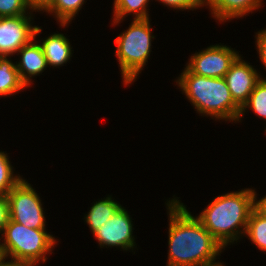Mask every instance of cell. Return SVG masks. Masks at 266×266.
<instances>
[{
	"mask_svg": "<svg viewBox=\"0 0 266 266\" xmlns=\"http://www.w3.org/2000/svg\"><path fill=\"white\" fill-rule=\"evenodd\" d=\"M179 198L173 195L165 202L169 220L166 266L225 264L219 258L225 249Z\"/></svg>",
	"mask_w": 266,
	"mask_h": 266,
	"instance_id": "cell-1",
	"label": "cell"
},
{
	"mask_svg": "<svg viewBox=\"0 0 266 266\" xmlns=\"http://www.w3.org/2000/svg\"><path fill=\"white\" fill-rule=\"evenodd\" d=\"M229 192L214 197L196 215L225 250L244 238L250 213L256 207L257 193L256 188Z\"/></svg>",
	"mask_w": 266,
	"mask_h": 266,
	"instance_id": "cell-2",
	"label": "cell"
},
{
	"mask_svg": "<svg viewBox=\"0 0 266 266\" xmlns=\"http://www.w3.org/2000/svg\"><path fill=\"white\" fill-rule=\"evenodd\" d=\"M174 82L199 116L237 124L241 107L232 98L224 77L199 76L184 67Z\"/></svg>",
	"mask_w": 266,
	"mask_h": 266,
	"instance_id": "cell-3",
	"label": "cell"
},
{
	"mask_svg": "<svg viewBox=\"0 0 266 266\" xmlns=\"http://www.w3.org/2000/svg\"><path fill=\"white\" fill-rule=\"evenodd\" d=\"M48 229H32L11 219L0 234L3 257L38 266L45 263L59 244Z\"/></svg>",
	"mask_w": 266,
	"mask_h": 266,
	"instance_id": "cell-4",
	"label": "cell"
},
{
	"mask_svg": "<svg viewBox=\"0 0 266 266\" xmlns=\"http://www.w3.org/2000/svg\"><path fill=\"white\" fill-rule=\"evenodd\" d=\"M151 18L132 19L126 30L121 32L114 43L115 56L121 72L123 86H130L140 77L145 65L150 60L155 35L152 32Z\"/></svg>",
	"mask_w": 266,
	"mask_h": 266,
	"instance_id": "cell-5",
	"label": "cell"
},
{
	"mask_svg": "<svg viewBox=\"0 0 266 266\" xmlns=\"http://www.w3.org/2000/svg\"><path fill=\"white\" fill-rule=\"evenodd\" d=\"M9 219L32 229H46V215L41 197L28 180L22 179L6 195Z\"/></svg>",
	"mask_w": 266,
	"mask_h": 266,
	"instance_id": "cell-6",
	"label": "cell"
},
{
	"mask_svg": "<svg viewBox=\"0 0 266 266\" xmlns=\"http://www.w3.org/2000/svg\"><path fill=\"white\" fill-rule=\"evenodd\" d=\"M240 55L229 45L214 44L192 54L184 66L199 76L222 78Z\"/></svg>",
	"mask_w": 266,
	"mask_h": 266,
	"instance_id": "cell-7",
	"label": "cell"
},
{
	"mask_svg": "<svg viewBox=\"0 0 266 266\" xmlns=\"http://www.w3.org/2000/svg\"><path fill=\"white\" fill-rule=\"evenodd\" d=\"M130 213L122 206L107 222L100 226L93 236L100 248H114L120 251H136L137 243L133 235L134 225ZM137 248V249H136Z\"/></svg>",
	"mask_w": 266,
	"mask_h": 266,
	"instance_id": "cell-8",
	"label": "cell"
},
{
	"mask_svg": "<svg viewBox=\"0 0 266 266\" xmlns=\"http://www.w3.org/2000/svg\"><path fill=\"white\" fill-rule=\"evenodd\" d=\"M34 14L0 17V57H13L35 38Z\"/></svg>",
	"mask_w": 266,
	"mask_h": 266,
	"instance_id": "cell-9",
	"label": "cell"
},
{
	"mask_svg": "<svg viewBox=\"0 0 266 266\" xmlns=\"http://www.w3.org/2000/svg\"><path fill=\"white\" fill-rule=\"evenodd\" d=\"M256 69L240 55L225 74L232 98L240 107L248 101L256 84L263 77Z\"/></svg>",
	"mask_w": 266,
	"mask_h": 266,
	"instance_id": "cell-10",
	"label": "cell"
},
{
	"mask_svg": "<svg viewBox=\"0 0 266 266\" xmlns=\"http://www.w3.org/2000/svg\"><path fill=\"white\" fill-rule=\"evenodd\" d=\"M43 31L42 26H37L35 31V38L24 45L17 52L19 61H15L21 81L27 88H31L34 84L33 78L43 75L42 73L47 70L48 65L44 56L41 45L37 41V36Z\"/></svg>",
	"mask_w": 266,
	"mask_h": 266,
	"instance_id": "cell-11",
	"label": "cell"
},
{
	"mask_svg": "<svg viewBox=\"0 0 266 266\" xmlns=\"http://www.w3.org/2000/svg\"><path fill=\"white\" fill-rule=\"evenodd\" d=\"M263 0H206V7L209 8L210 16L216 19L215 22L224 24L233 19H242L262 9Z\"/></svg>",
	"mask_w": 266,
	"mask_h": 266,
	"instance_id": "cell-12",
	"label": "cell"
},
{
	"mask_svg": "<svg viewBox=\"0 0 266 266\" xmlns=\"http://www.w3.org/2000/svg\"><path fill=\"white\" fill-rule=\"evenodd\" d=\"M69 40L66 34L61 32H53L44 39L38 38L37 41L42 47L48 68H60L71 61L74 50Z\"/></svg>",
	"mask_w": 266,
	"mask_h": 266,
	"instance_id": "cell-13",
	"label": "cell"
},
{
	"mask_svg": "<svg viewBox=\"0 0 266 266\" xmlns=\"http://www.w3.org/2000/svg\"><path fill=\"white\" fill-rule=\"evenodd\" d=\"M89 211L84 214V222L94 234L100 226L107 222L123 205L120 204L112 195L91 203Z\"/></svg>",
	"mask_w": 266,
	"mask_h": 266,
	"instance_id": "cell-14",
	"label": "cell"
},
{
	"mask_svg": "<svg viewBox=\"0 0 266 266\" xmlns=\"http://www.w3.org/2000/svg\"><path fill=\"white\" fill-rule=\"evenodd\" d=\"M12 57H0V98L15 96L26 85L21 81L15 62Z\"/></svg>",
	"mask_w": 266,
	"mask_h": 266,
	"instance_id": "cell-15",
	"label": "cell"
},
{
	"mask_svg": "<svg viewBox=\"0 0 266 266\" xmlns=\"http://www.w3.org/2000/svg\"><path fill=\"white\" fill-rule=\"evenodd\" d=\"M113 16L111 25L121 24L126 17L132 15L133 19H148L150 0H113ZM153 1V0H151Z\"/></svg>",
	"mask_w": 266,
	"mask_h": 266,
	"instance_id": "cell-16",
	"label": "cell"
},
{
	"mask_svg": "<svg viewBox=\"0 0 266 266\" xmlns=\"http://www.w3.org/2000/svg\"><path fill=\"white\" fill-rule=\"evenodd\" d=\"M86 2L87 0H52L42 13L52 15L59 24V28L66 29L75 20L76 15L79 14Z\"/></svg>",
	"mask_w": 266,
	"mask_h": 266,
	"instance_id": "cell-17",
	"label": "cell"
},
{
	"mask_svg": "<svg viewBox=\"0 0 266 266\" xmlns=\"http://www.w3.org/2000/svg\"><path fill=\"white\" fill-rule=\"evenodd\" d=\"M244 237L259 251L266 252V215L257 207L250 213Z\"/></svg>",
	"mask_w": 266,
	"mask_h": 266,
	"instance_id": "cell-18",
	"label": "cell"
},
{
	"mask_svg": "<svg viewBox=\"0 0 266 266\" xmlns=\"http://www.w3.org/2000/svg\"><path fill=\"white\" fill-rule=\"evenodd\" d=\"M248 110H251L259 119L262 118L266 121V77L263 76L258 81L248 101L241 107L237 123L243 122L242 118L246 112H249Z\"/></svg>",
	"mask_w": 266,
	"mask_h": 266,
	"instance_id": "cell-19",
	"label": "cell"
},
{
	"mask_svg": "<svg viewBox=\"0 0 266 266\" xmlns=\"http://www.w3.org/2000/svg\"><path fill=\"white\" fill-rule=\"evenodd\" d=\"M6 151L0 150V195H7L23 178L17 174ZM16 173V174H14Z\"/></svg>",
	"mask_w": 266,
	"mask_h": 266,
	"instance_id": "cell-20",
	"label": "cell"
},
{
	"mask_svg": "<svg viewBox=\"0 0 266 266\" xmlns=\"http://www.w3.org/2000/svg\"><path fill=\"white\" fill-rule=\"evenodd\" d=\"M26 0H0V17L33 14Z\"/></svg>",
	"mask_w": 266,
	"mask_h": 266,
	"instance_id": "cell-21",
	"label": "cell"
},
{
	"mask_svg": "<svg viewBox=\"0 0 266 266\" xmlns=\"http://www.w3.org/2000/svg\"><path fill=\"white\" fill-rule=\"evenodd\" d=\"M156 2H160L167 6V8H171L170 10L177 11H196L197 9L206 7V0H155Z\"/></svg>",
	"mask_w": 266,
	"mask_h": 266,
	"instance_id": "cell-22",
	"label": "cell"
},
{
	"mask_svg": "<svg viewBox=\"0 0 266 266\" xmlns=\"http://www.w3.org/2000/svg\"><path fill=\"white\" fill-rule=\"evenodd\" d=\"M256 51L258 54L259 62H261L264 70H266V28H262L261 30L255 32L254 36Z\"/></svg>",
	"mask_w": 266,
	"mask_h": 266,
	"instance_id": "cell-23",
	"label": "cell"
},
{
	"mask_svg": "<svg viewBox=\"0 0 266 266\" xmlns=\"http://www.w3.org/2000/svg\"><path fill=\"white\" fill-rule=\"evenodd\" d=\"M9 220V202L6 195H0V234Z\"/></svg>",
	"mask_w": 266,
	"mask_h": 266,
	"instance_id": "cell-24",
	"label": "cell"
},
{
	"mask_svg": "<svg viewBox=\"0 0 266 266\" xmlns=\"http://www.w3.org/2000/svg\"><path fill=\"white\" fill-rule=\"evenodd\" d=\"M52 0H26L29 7L37 13H42L51 3Z\"/></svg>",
	"mask_w": 266,
	"mask_h": 266,
	"instance_id": "cell-25",
	"label": "cell"
},
{
	"mask_svg": "<svg viewBox=\"0 0 266 266\" xmlns=\"http://www.w3.org/2000/svg\"><path fill=\"white\" fill-rule=\"evenodd\" d=\"M0 266H31L30 264L19 262L16 260L8 259L5 257H2L0 259Z\"/></svg>",
	"mask_w": 266,
	"mask_h": 266,
	"instance_id": "cell-26",
	"label": "cell"
},
{
	"mask_svg": "<svg viewBox=\"0 0 266 266\" xmlns=\"http://www.w3.org/2000/svg\"><path fill=\"white\" fill-rule=\"evenodd\" d=\"M256 207L266 215V195L260 199L258 197V193H256Z\"/></svg>",
	"mask_w": 266,
	"mask_h": 266,
	"instance_id": "cell-27",
	"label": "cell"
},
{
	"mask_svg": "<svg viewBox=\"0 0 266 266\" xmlns=\"http://www.w3.org/2000/svg\"><path fill=\"white\" fill-rule=\"evenodd\" d=\"M203 266H226V264H210V265H203Z\"/></svg>",
	"mask_w": 266,
	"mask_h": 266,
	"instance_id": "cell-28",
	"label": "cell"
},
{
	"mask_svg": "<svg viewBox=\"0 0 266 266\" xmlns=\"http://www.w3.org/2000/svg\"><path fill=\"white\" fill-rule=\"evenodd\" d=\"M3 257L2 252L0 251V259Z\"/></svg>",
	"mask_w": 266,
	"mask_h": 266,
	"instance_id": "cell-29",
	"label": "cell"
}]
</instances>
